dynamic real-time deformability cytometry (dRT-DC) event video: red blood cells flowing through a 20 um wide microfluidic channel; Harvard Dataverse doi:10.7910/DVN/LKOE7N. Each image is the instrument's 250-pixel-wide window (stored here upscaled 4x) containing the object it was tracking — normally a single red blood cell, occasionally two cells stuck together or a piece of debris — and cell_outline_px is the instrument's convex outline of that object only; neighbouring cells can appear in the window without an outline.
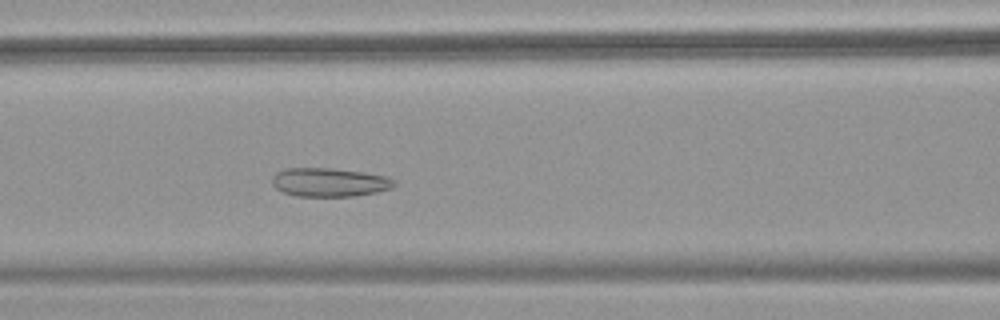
{"species": "common noctule bat (a hibernating species)", "species_latin": "Nyctalus noctula", "temperature_condition": "warm", "stored_images_in_passage": 42, "camera_frame_rate_fps": 3000, "um_per_image_px": 0.085, "animal": {"sex": "female", "body_mass_g": 18.4}, "frame": {"image": 1, "passage_image": 12, "time_ms": 3.667, "image_size_px": [1000, 320], "cell_outline_px": [[396, 184], [392, 188], [376, 192], [356, 196], [296, 196], [284, 192], [276, 188], [272, 184], [272, 176], [276, 172], [284, 168], [332, 168], [364, 172], [388, 176], [396, 180]], "centroid_in_image_um": [28.02, 15.48], "position_along_channel_um": 138.6, "area_um2": 20.63}}
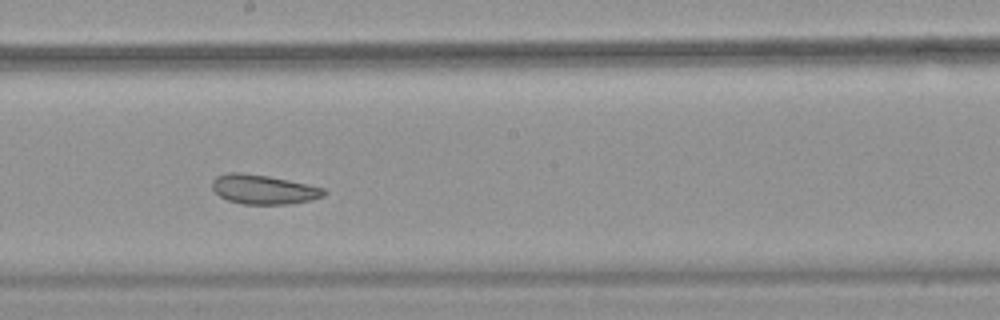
{"frame": {"image": 2, "passage_image": 19, "time_ms": 6.0, "image_size_px": [1000, 320], "cell_outline_px": [[328, 192], [324, 196], [292, 204], [244, 204], [228, 200], [220, 196], [212, 188], [212, 180], [216, 176], [228, 172], [240, 172], [268, 176], [308, 184], [324, 188]], "centroid_in_image_um": [22.4, 16.09], "position_along_channel_um": 225.8, "area_um2": 19.13}}
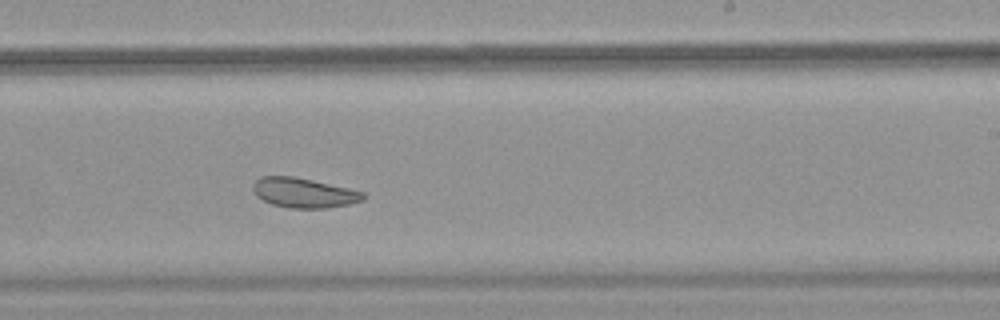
{"frame": {"image": 3, "passage_image": 22, "time_ms": 7.0, "image_size_px": [1000, 320], "cell_outline_px": [[368, 196], [364, 200], [348, 204], [328, 208], [288, 208], [272, 204], [256, 196], [252, 188], [252, 184], [260, 176], [292, 176], [312, 180], [348, 188], [364, 192]], "centroid_in_image_um": [25.83, 16.39], "position_along_channel_um": 263.2, "area_um2": 19.19}, "authors_computed_cell_mechanics": {"area_um2": 21.5594, "velocity_mm_per_s": 3.7581, "shape_relaxation_time_tau1_ms": null, "shape_relaxation_time_tau2_ms": 2.4125, "deformation_change_tau1": null, "deformation_change_tau2": 0.0743}}